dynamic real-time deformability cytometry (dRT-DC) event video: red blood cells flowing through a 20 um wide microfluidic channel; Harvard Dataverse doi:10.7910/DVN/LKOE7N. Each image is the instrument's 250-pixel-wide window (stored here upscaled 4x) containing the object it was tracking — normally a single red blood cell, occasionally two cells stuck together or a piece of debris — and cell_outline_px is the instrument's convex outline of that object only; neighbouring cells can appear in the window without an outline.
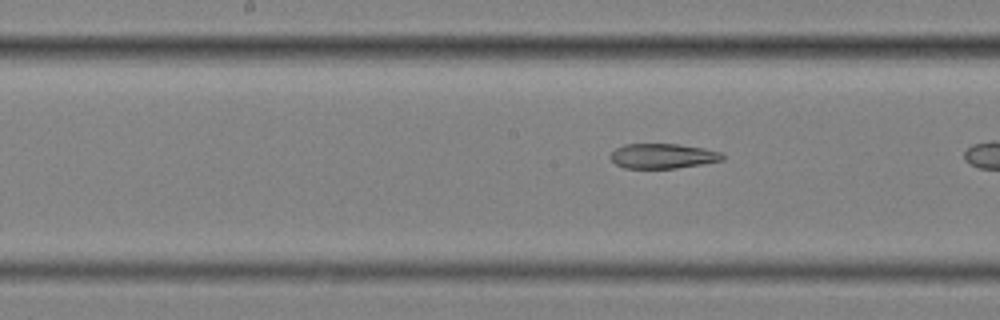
{"species": "common noctule bat (a hibernating species)", "species_latin": "Nyctalus noctula", "temperature_condition": "cold", "stored_images_in_passage": 7, "segment_of_instrument_passage": [2, 2], "camera_frame_rate_fps": 3000, "um_per_image_px": 0.085, "animal": {"sex": "female", "body_mass_g": 25.1}, "frame": {"image": 1, "passage_image": 7, "time_ms": 2.0, "image_size_px": [1000, 320], "cell_outline_px": [[724, 160], [676, 168], [624, 168], [616, 164], [608, 156], [616, 148], [624, 144], [680, 144], [704, 148], [720, 152], [724, 156]], "centroid_in_image_um": [56.32, 13.25], "position_along_channel_um": 191.9, "area_um2": 16.24}}